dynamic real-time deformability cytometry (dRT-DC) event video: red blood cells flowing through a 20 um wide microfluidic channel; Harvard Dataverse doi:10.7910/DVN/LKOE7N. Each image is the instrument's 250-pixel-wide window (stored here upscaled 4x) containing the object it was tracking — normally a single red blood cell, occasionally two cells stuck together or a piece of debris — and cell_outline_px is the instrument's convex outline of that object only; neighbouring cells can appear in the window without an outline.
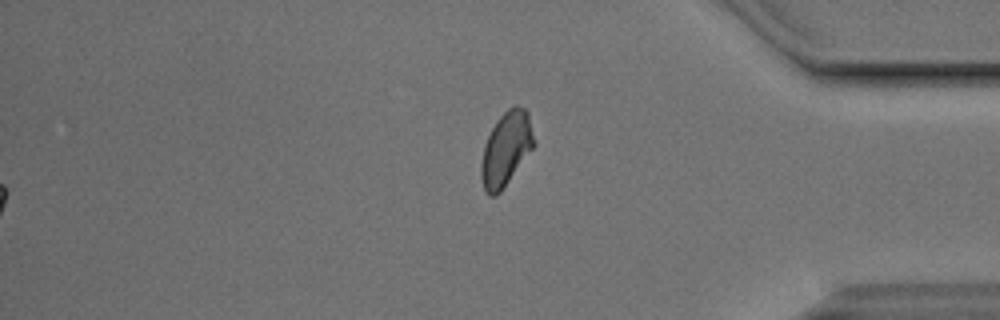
{"species": "Egyptian fruit bat (a non-hibernating species)", "species_latin": "Rousettus aegyptiacus", "temperature_condition": "cold", "stored_images_in_passage": 56, "segment_of_instrument_passage": [2, 2], "camera_frame_rate_fps": 3000, "um_per_image_px": 0.085, "animal": {"sex": "male"}, "frame": {"image": 1, "passage_image": 56, "time_ms": 18.333, "image_size_px": [1000, 320], "cell_outline_px": [[536, 144], [500, 192], [496, 196], [488, 196], [484, 188], [480, 176], [480, 164], [484, 144], [496, 120], [508, 108], [516, 104], [524, 108], [528, 112]], "centroid_in_image_um": [43.01, 12.64], "position_along_channel_um": 392.2, "area_um2": 22.83}}